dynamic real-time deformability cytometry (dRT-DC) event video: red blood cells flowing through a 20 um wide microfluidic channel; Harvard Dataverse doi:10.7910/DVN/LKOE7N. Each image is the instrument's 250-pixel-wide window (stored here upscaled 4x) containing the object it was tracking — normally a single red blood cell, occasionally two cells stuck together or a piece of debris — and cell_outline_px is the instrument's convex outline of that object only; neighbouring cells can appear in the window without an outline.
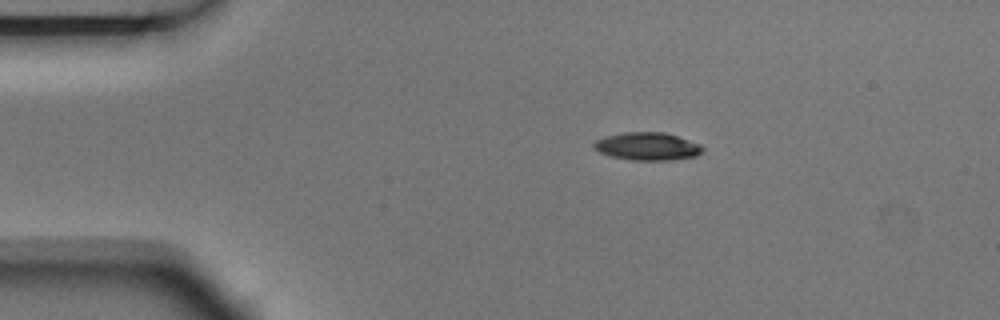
{"species": "Egyptian fruit bat (a non-hibernating species)", "species_latin": "Rousettus aegyptiacus", "temperature_condition": "room temperature", "stored_images_in_passage": 3, "camera_frame_rate_fps": 3000, "um_per_image_px": 0.085, "animal": {"sex": "male"}, "frame": {"image": 1, "passage_image": 2, "time_ms": 0.333, "image_size_px": [1000, 320], "cell_outline_px": [[704, 148], [696, 156], [672, 160], [632, 160], [612, 156], [600, 152], [592, 144], [596, 140], [604, 136], [624, 132], [664, 132], [700, 144]], "centroid_in_image_um": [55.02, 12.43], "position_along_channel_um": 30.0, "area_um2": 17.46}}